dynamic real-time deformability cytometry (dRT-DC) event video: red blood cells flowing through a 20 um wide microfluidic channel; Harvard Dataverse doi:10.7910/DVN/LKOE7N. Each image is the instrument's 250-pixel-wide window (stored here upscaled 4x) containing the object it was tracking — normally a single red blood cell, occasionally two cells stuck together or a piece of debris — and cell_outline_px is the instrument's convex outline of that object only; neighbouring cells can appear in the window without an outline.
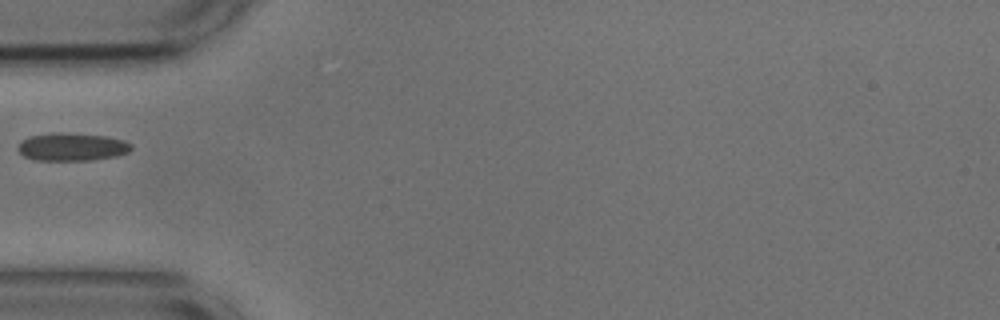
{"species": "common noctule bat (a hibernating species)", "species_latin": "Nyctalus noctula", "temperature_condition": "cold", "stored_images_in_passage": 10, "camera_frame_rate_fps": 3000, "um_per_image_px": 0.085, "animal": {"sex": "male", "body_mass_g": 17.9, "forearm_length_mm": 54.2}, "frame": {"image": 1, "passage_image": 1, "time_ms": 0.0, "image_size_px": [1000, 320], "cell_outline_px": [[132, 148], [128, 152], [116, 156], [92, 160], [36, 160], [24, 156], [16, 148], [20, 140], [28, 136], [52, 132], [64, 132], [108, 136], [124, 140], [132, 144]], "centroid_in_image_um": [6.09, 12.47], "position_along_channel_um": 78.9, "area_um2": 18.73}}